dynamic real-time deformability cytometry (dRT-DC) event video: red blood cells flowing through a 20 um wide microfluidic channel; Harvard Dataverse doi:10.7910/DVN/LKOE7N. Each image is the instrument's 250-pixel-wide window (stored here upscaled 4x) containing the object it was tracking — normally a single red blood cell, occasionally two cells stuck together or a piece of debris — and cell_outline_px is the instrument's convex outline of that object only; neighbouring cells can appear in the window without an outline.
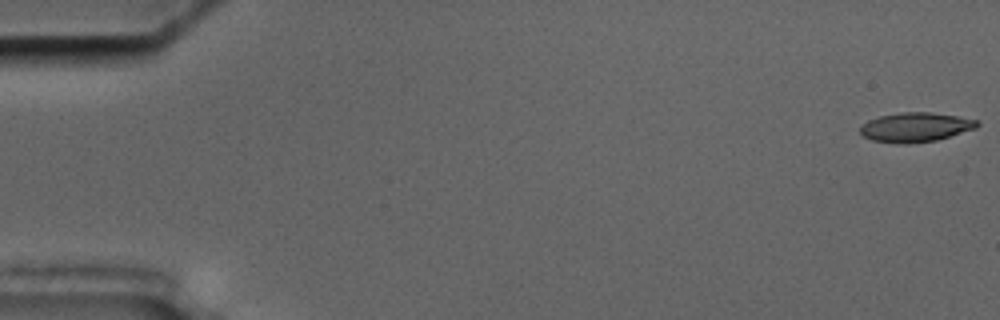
{"species": "common noctule bat (a hibernating species)", "species_latin": "Nyctalus noctula", "temperature_condition": "cold", "stored_images_in_passage": 54, "camera_frame_rate_fps": 3000, "um_per_image_px": 0.085, "animal": {"sex": "male", "body_mass_g": 17.5, "forearm_length_mm": 52.3}, "frame": {"image": 1, "passage_image": 1, "time_ms": 0.0, "image_size_px": [1000, 320], "cell_outline_px": [[980, 124], [976, 128], [936, 140], [904, 144], [872, 140], [864, 136], [860, 132], [860, 124], [868, 120], [880, 116], [900, 112], [928, 112], [956, 116], [980, 120]], "centroid_in_image_um": [77.81, 10.8], "position_along_channel_um": 7.2, "area_um2": 19.94}}
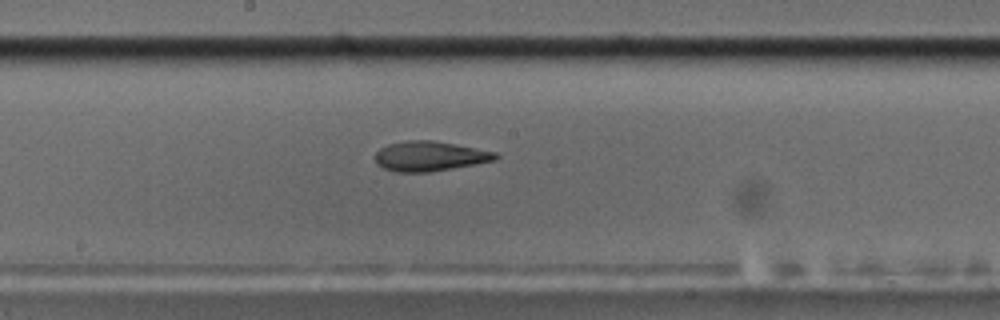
{"frame": {"image": 2, "passage_image": 31, "time_ms": 10.0, "image_size_px": [1000, 320], "cell_outline_px": [[500, 156], [496, 160], [476, 164], [428, 172], [396, 172], [384, 168], [376, 164], [376, 152], [380, 148], [388, 144], [408, 140], [432, 140], [456, 144], [496, 152]], "centroid_in_image_um": [36.54, 13.27], "position_along_channel_um": 211.7, "area_um2": 20.92}}
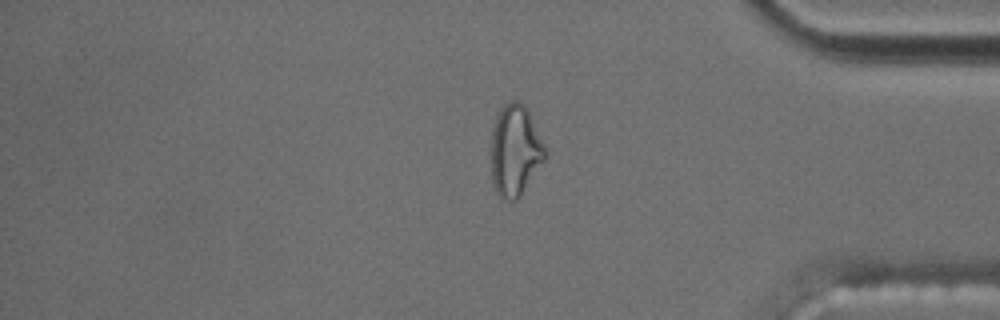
{"frame": {"image": 3, "passage_image": 48, "time_ms": 15.667, "image_size_px": [1000, 320], "cell_outline_px": [[548, 156], [520, 196], [516, 200], [504, 200], [496, 192], [492, 180], [492, 124], [496, 112], [508, 100], [520, 100], [524, 104], [548, 148]], "centroid_in_image_um": [43.81, 12.75], "position_along_channel_um": 391.4, "area_um2": 29.3}, "authors_computed_cell_mechanics": {"area_um2": 20.7791, "velocity_mm_per_s": 3.544, "shape_relaxation_time_tau1_ms": null, "shape_relaxation_time_tau2_ms": 3.8727, "deformation_change_tau1": null, "deformation_change_tau2": 0.1309}}